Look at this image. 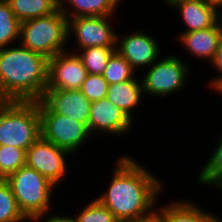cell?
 Listing matches in <instances>:
<instances>
[{"instance_id": "4fadbf2b", "label": "cell", "mask_w": 222, "mask_h": 222, "mask_svg": "<svg viewBox=\"0 0 222 222\" xmlns=\"http://www.w3.org/2000/svg\"><path fill=\"white\" fill-rule=\"evenodd\" d=\"M42 100L55 113L88 126L91 102L79 89H46Z\"/></svg>"}, {"instance_id": "e0dca14e", "label": "cell", "mask_w": 222, "mask_h": 222, "mask_svg": "<svg viewBox=\"0 0 222 222\" xmlns=\"http://www.w3.org/2000/svg\"><path fill=\"white\" fill-rule=\"evenodd\" d=\"M120 2L121 0H59V8L67 20L75 17L113 16Z\"/></svg>"}, {"instance_id": "3957f363", "label": "cell", "mask_w": 222, "mask_h": 222, "mask_svg": "<svg viewBox=\"0 0 222 222\" xmlns=\"http://www.w3.org/2000/svg\"><path fill=\"white\" fill-rule=\"evenodd\" d=\"M40 136L38 101H0V146L27 151Z\"/></svg>"}, {"instance_id": "9c48e42d", "label": "cell", "mask_w": 222, "mask_h": 222, "mask_svg": "<svg viewBox=\"0 0 222 222\" xmlns=\"http://www.w3.org/2000/svg\"><path fill=\"white\" fill-rule=\"evenodd\" d=\"M113 16L75 17L67 20L68 40L71 33L75 35L80 49L88 47H116L117 33L109 22Z\"/></svg>"}, {"instance_id": "ffe728a7", "label": "cell", "mask_w": 222, "mask_h": 222, "mask_svg": "<svg viewBox=\"0 0 222 222\" xmlns=\"http://www.w3.org/2000/svg\"><path fill=\"white\" fill-rule=\"evenodd\" d=\"M20 24L8 1L0 0V49L13 45L20 39Z\"/></svg>"}, {"instance_id": "7c38bea8", "label": "cell", "mask_w": 222, "mask_h": 222, "mask_svg": "<svg viewBox=\"0 0 222 222\" xmlns=\"http://www.w3.org/2000/svg\"><path fill=\"white\" fill-rule=\"evenodd\" d=\"M116 44L117 52L130 63V66L136 72L139 67H150L160 56L158 43L152 35L143 33V30L132 34L129 33L128 36L123 38L117 34Z\"/></svg>"}, {"instance_id": "9a60e30c", "label": "cell", "mask_w": 222, "mask_h": 222, "mask_svg": "<svg viewBox=\"0 0 222 222\" xmlns=\"http://www.w3.org/2000/svg\"><path fill=\"white\" fill-rule=\"evenodd\" d=\"M179 41L191 56L211 62L222 40V29L219 22L202 30L191 31L179 35Z\"/></svg>"}, {"instance_id": "f1b7e54d", "label": "cell", "mask_w": 222, "mask_h": 222, "mask_svg": "<svg viewBox=\"0 0 222 222\" xmlns=\"http://www.w3.org/2000/svg\"><path fill=\"white\" fill-rule=\"evenodd\" d=\"M211 64H212V66L215 67L216 71H219V73H220L219 76L210 80L211 84H209V85H211V89H212V87L222 78V40L219 45V48L215 52L213 59L211 60Z\"/></svg>"}, {"instance_id": "4316f807", "label": "cell", "mask_w": 222, "mask_h": 222, "mask_svg": "<svg viewBox=\"0 0 222 222\" xmlns=\"http://www.w3.org/2000/svg\"><path fill=\"white\" fill-rule=\"evenodd\" d=\"M109 84L102 75L89 74L79 89L92 103L107 96Z\"/></svg>"}, {"instance_id": "f546056e", "label": "cell", "mask_w": 222, "mask_h": 222, "mask_svg": "<svg viewBox=\"0 0 222 222\" xmlns=\"http://www.w3.org/2000/svg\"><path fill=\"white\" fill-rule=\"evenodd\" d=\"M44 222H76L75 218L73 217H69V215H51L50 217H47L46 220H44Z\"/></svg>"}, {"instance_id": "7a4b0ae2", "label": "cell", "mask_w": 222, "mask_h": 222, "mask_svg": "<svg viewBox=\"0 0 222 222\" xmlns=\"http://www.w3.org/2000/svg\"><path fill=\"white\" fill-rule=\"evenodd\" d=\"M18 44L0 49V101L42 100L49 59Z\"/></svg>"}, {"instance_id": "30bf717a", "label": "cell", "mask_w": 222, "mask_h": 222, "mask_svg": "<svg viewBox=\"0 0 222 222\" xmlns=\"http://www.w3.org/2000/svg\"><path fill=\"white\" fill-rule=\"evenodd\" d=\"M87 75V69L76 52H60L48 60L46 89H80Z\"/></svg>"}, {"instance_id": "d4e9b609", "label": "cell", "mask_w": 222, "mask_h": 222, "mask_svg": "<svg viewBox=\"0 0 222 222\" xmlns=\"http://www.w3.org/2000/svg\"><path fill=\"white\" fill-rule=\"evenodd\" d=\"M26 164V151L14 146H0V179L6 180Z\"/></svg>"}, {"instance_id": "52a82bcc", "label": "cell", "mask_w": 222, "mask_h": 222, "mask_svg": "<svg viewBox=\"0 0 222 222\" xmlns=\"http://www.w3.org/2000/svg\"><path fill=\"white\" fill-rule=\"evenodd\" d=\"M186 61L175 56H167L155 61L145 77L141 78L143 92L146 95L166 96L185 88L189 67Z\"/></svg>"}, {"instance_id": "484cf974", "label": "cell", "mask_w": 222, "mask_h": 222, "mask_svg": "<svg viewBox=\"0 0 222 222\" xmlns=\"http://www.w3.org/2000/svg\"><path fill=\"white\" fill-rule=\"evenodd\" d=\"M76 222H119L113 213L96 198L75 217Z\"/></svg>"}, {"instance_id": "ba28073f", "label": "cell", "mask_w": 222, "mask_h": 222, "mask_svg": "<svg viewBox=\"0 0 222 222\" xmlns=\"http://www.w3.org/2000/svg\"><path fill=\"white\" fill-rule=\"evenodd\" d=\"M71 153L40 136L26 151V165L57 186L67 174L66 157Z\"/></svg>"}, {"instance_id": "277c9868", "label": "cell", "mask_w": 222, "mask_h": 222, "mask_svg": "<svg viewBox=\"0 0 222 222\" xmlns=\"http://www.w3.org/2000/svg\"><path fill=\"white\" fill-rule=\"evenodd\" d=\"M9 183L18 207L30 222L46 218L55 185L26 164L11 174Z\"/></svg>"}, {"instance_id": "6da1fadb", "label": "cell", "mask_w": 222, "mask_h": 222, "mask_svg": "<svg viewBox=\"0 0 222 222\" xmlns=\"http://www.w3.org/2000/svg\"><path fill=\"white\" fill-rule=\"evenodd\" d=\"M111 180L108 189L96 199L119 222H138L155 209L163 185L158 177L134 158L121 156L115 164Z\"/></svg>"}, {"instance_id": "603a6c76", "label": "cell", "mask_w": 222, "mask_h": 222, "mask_svg": "<svg viewBox=\"0 0 222 222\" xmlns=\"http://www.w3.org/2000/svg\"><path fill=\"white\" fill-rule=\"evenodd\" d=\"M25 221H30V219H27L20 211L9 183L0 179V222Z\"/></svg>"}, {"instance_id": "ac0fdd59", "label": "cell", "mask_w": 222, "mask_h": 222, "mask_svg": "<svg viewBox=\"0 0 222 222\" xmlns=\"http://www.w3.org/2000/svg\"><path fill=\"white\" fill-rule=\"evenodd\" d=\"M167 222H217L218 217L203 211L200 206L190 201H173L165 204Z\"/></svg>"}, {"instance_id": "2e32d148", "label": "cell", "mask_w": 222, "mask_h": 222, "mask_svg": "<svg viewBox=\"0 0 222 222\" xmlns=\"http://www.w3.org/2000/svg\"><path fill=\"white\" fill-rule=\"evenodd\" d=\"M142 81L138 78L110 84L106 98L119 107L133 122V111L139 107L143 94Z\"/></svg>"}, {"instance_id": "83f0119b", "label": "cell", "mask_w": 222, "mask_h": 222, "mask_svg": "<svg viewBox=\"0 0 222 222\" xmlns=\"http://www.w3.org/2000/svg\"><path fill=\"white\" fill-rule=\"evenodd\" d=\"M159 211L152 209L144 215L138 222H167L165 216V205L158 208Z\"/></svg>"}, {"instance_id": "836d02e7", "label": "cell", "mask_w": 222, "mask_h": 222, "mask_svg": "<svg viewBox=\"0 0 222 222\" xmlns=\"http://www.w3.org/2000/svg\"><path fill=\"white\" fill-rule=\"evenodd\" d=\"M212 4L216 5L218 8L222 5V0H209Z\"/></svg>"}, {"instance_id": "d6a6232c", "label": "cell", "mask_w": 222, "mask_h": 222, "mask_svg": "<svg viewBox=\"0 0 222 222\" xmlns=\"http://www.w3.org/2000/svg\"><path fill=\"white\" fill-rule=\"evenodd\" d=\"M179 1H182V0H164V2L167 3V5H169L170 7Z\"/></svg>"}, {"instance_id": "1f68e13d", "label": "cell", "mask_w": 222, "mask_h": 222, "mask_svg": "<svg viewBox=\"0 0 222 222\" xmlns=\"http://www.w3.org/2000/svg\"><path fill=\"white\" fill-rule=\"evenodd\" d=\"M219 10H218V22H219V24H220V27H221V29H222V5L218 8Z\"/></svg>"}, {"instance_id": "d6986e66", "label": "cell", "mask_w": 222, "mask_h": 222, "mask_svg": "<svg viewBox=\"0 0 222 222\" xmlns=\"http://www.w3.org/2000/svg\"><path fill=\"white\" fill-rule=\"evenodd\" d=\"M15 17L24 22L49 15L59 8V0H7Z\"/></svg>"}, {"instance_id": "7402d4cb", "label": "cell", "mask_w": 222, "mask_h": 222, "mask_svg": "<svg viewBox=\"0 0 222 222\" xmlns=\"http://www.w3.org/2000/svg\"><path fill=\"white\" fill-rule=\"evenodd\" d=\"M216 149L209 157L206 165L203 166L200 174L198 175V183L202 185H213L222 189V136L217 138Z\"/></svg>"}, {"instance_id": "8fae6325", "label": "cell", "mask_w": 222, "mask_h": 222, "mask_svg": "<svg viewBox=\"0 0 222 222\" xmlns=\"http://www.w3.org/2000/svg\"><path fill=\"white\" fill-rule=\"evenodd\" d=\"M132 125L133 121L106 97L91 103L88 129L93 135L99 131L112 136L124 135Z\"/></svg>"}, {"instance_id": "5bb4252c", "label": "cell", "mask_w": 222, "mask_h": 222, "mask_svg": "<svg viewBox=\"0 0 222 222\" xmlns=\"http://www.w3.org/2000/svg\"><path fill=\"white\" fill-rule=\"evenodd\" d=\"M179 10L186 30L181 33L202 30L218 23V7L209 0H182L171 6Z\"/></svg>"}, {"instance_id": "8992f818", "label": "cell", "mask_w": 222, "mask_h": 222, "mask_svg": "<svg viewBox=\"0 0 222 222\" xmlns=\"http://www.w3.org/2000/svg\"><path fill=\"white\" fill-rule=\"evenodd\" d=\"M41 117V136L74 154L92 136L88 126L67 116L55 113L43 100L38 101Z\"/></svg>"}, {"instance_id": "44dd1931", "label": "cell", "mask_w": 222, "mask_h": 222, "mask_svg": "<svg viewBox=\"0 0 222 222\" xmlns=\"http://www.w3.org/2000/svg\"><path fill=\"white\" fill-rule=\"evenodd\" d=\"M116 50V47H88L77 50V55L80 57L83 66L89 74L102 75L110 56ZM81 51V52H80Z\"/></svg>"}, {"instance_id": "cb8c5ba5", "label": "cell", "mask_w": 222, "mask_h": 222, "mask_svg": "<svg viewBox=\"0 0 222 222\" xmlns=\"http://www.w3.org/2000/svg\"><path fill=\"white\" fill-rule=\"evenodd\" d=\"M135 73L136 71L130 66V63L115 50L110 56L102 76L110 85L131 80L135 77Z\"/></svg>"}, {"instance_id": "5b68a950", "label": "cell", "mask_w": 222, "mask_h": 222, "mask_svg": "<svg viewBox=\"0 0 222 222\" xmlns=\"http://www.w3.org/2000/svg\"><path fill=\"white\" fill-rule=\"evenodd\" d=\"M20 44L46 58L66 51L68 40L67 18L60 8L55 12L29 19L20 24Z\"/></svg>"}, {"instance_id": "4dcf8cb0", "label": "cell", "mask_w": 222, "mask_h": 222, "mask_svg": "<svg viewBox=\"0 0 222 222\" xmlns=\"http://www.w3.org/2000/svg\"><path fill=\"white\" fill-rule=\"evenodd\" d=\"M212 88L222 95V78Z\"/></svg>"}, {"instance_id": "e575fe53", "label": "cell", "mask_w": 222, "mask_h": 222, "mask_svg": "<svg viewBox=\"0 0 222 222\" xmlns=\"http://www.w3.org/2000/svg\"><path fill=\"white\" fill-rule=\"evenodd\" d=\"M217 222H222V220H221V219H219V217H218Z\"/></svg>"}]
</instances>
